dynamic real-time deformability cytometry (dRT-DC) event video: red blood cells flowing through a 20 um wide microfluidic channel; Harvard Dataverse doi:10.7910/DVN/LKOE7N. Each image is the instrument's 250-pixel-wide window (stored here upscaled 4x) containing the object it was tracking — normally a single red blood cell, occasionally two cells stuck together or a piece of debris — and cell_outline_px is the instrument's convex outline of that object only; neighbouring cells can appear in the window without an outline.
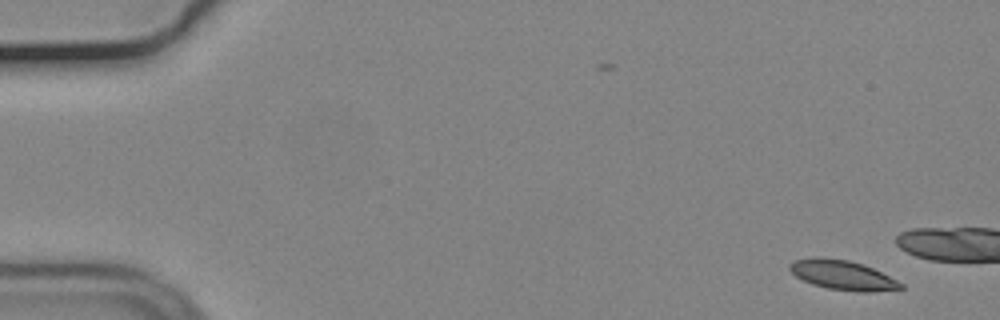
{"species": "common noctule bat (a hibernating species)", "species_latin": "Nyctalus noctula", "temperature_condition": "cold", "stored_images_in_passage": 13, "camera_frame_rate_fps": 3000, "um_per_image_px": 0.085, "animal": {"sex": "male", "body_mass_g": 19.2, "forearm_length_mm": 51.8}, "frame": {"image": 1, "passage_image": 1, "time_ms": 0.0, "image_size_px": [1000, 320], "cell_outline_px": [[904, 288], [872, 292], [860, 292], [828, 288], [812, 284], [796, 276], [788, 268], [788, 264], [796, 260], [812, 256], [820, 256], [848, 260], [864, 264], [904, 284]], "centroid_in_image_um": [71.6, 23.37], "position_along_channel_um": 13.4, "area_um2": 19.13}}